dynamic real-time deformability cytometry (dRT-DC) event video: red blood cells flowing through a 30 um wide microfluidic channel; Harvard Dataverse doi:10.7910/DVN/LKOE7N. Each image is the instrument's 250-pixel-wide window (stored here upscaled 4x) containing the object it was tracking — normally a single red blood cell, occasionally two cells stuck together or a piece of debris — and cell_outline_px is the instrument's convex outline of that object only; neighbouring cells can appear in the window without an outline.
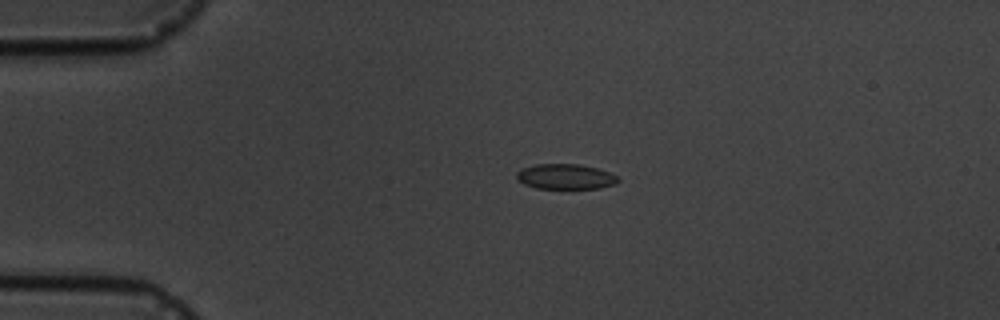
{"species": "common noctule bat (a hibernating species)", "species_latin": "Nyctalus noctula", "temperature_condition": "cold", "stored_images_in_passage": 3, "camera_frame_rate_fps": 3000, "um_per_image_px": 0.085, "animal": {"sex": "male", "body_mass_g": 19.5, "forearm_length_mm": 54.6}, "frame": {"image": 1, "passage_image": 2, "time_ms": 1.333, "image_size_px": [1000, 320], "cell_outline_px": [[620, 180], [616, 184], [600, 188], [536, 188], [524, 184], [516, 180], [516, 172], [524, 168], [536, 164], [580, 164], [596, 168], [608, 172], [616, 176]], "centroid_in_image_um": [48.05, 15.01], "position_along_channel_um": 37.0, "area_um2": 14.85}}